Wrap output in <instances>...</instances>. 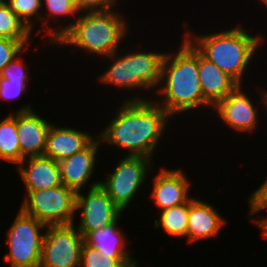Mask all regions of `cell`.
Here are the masks:
<instances>
[{"label":"cell","instance_id":"obj_1","mask_svg":"<svg viewBox=\"0 0 267 267\" xmlns=\"http://www.w3.org/2000/svg\"><path fill=\"white\" fill-rule=\"evenodd\" d=\"M122 101L106 127L97 134L100 143L116 146L125 156H141L154 160L157 146L169 128L172 117L153 98L139 92ZM168 125V127H167ZM159 142V143H158Z\"/></svg>","mask_w":267,"mask_h":267},{"label":"cell","instance_id":"obj_2","mask_svg":"<svg viewBox=\"0 0 267 267\" xmlns=\"http://www.w3.org/2000/svg\"><path fill=\"white\" fill-rule=\"evenodd\" d=\"M178 50L168 51L164 56L161 84L153 99L173 119L181 113H192L202 107L213 109L204 99L198 72V50L183 36ZM159 97V98H158ZM200 107V109H199Z\"/></svg>","mask_w":267,"mask_h":267},{"label":"cell","instance_id":"obj_3","mask_svg":"<svg viewBox=\"0 0 267 267\" xmlns=\"http://www.w3.org/2000/svg\"><path fill=\"white\" fill-rule=\"evenodd\" d=\"M184 30V36L209 61L216 64L223 72L234 79L239 85L245 83L246 70L252 67L266 35L248 32L242 26H233L228 30L217 29L213 33H193ZM251 65V66H250Z\"/></svg>","mask_w":267,"mask_h":267},{"label":"cell","instance_id":"obj_4","mask_svg":"<svg viewBox=\"0 0 267 267\" xmlns=\"http://www.w3.org/2000/svg\"><path fill=\"white\" fill-rule=\"evenodd\" d=\"M116 10L79 13L72 26L54 43V47L69 46L78 52L85 51L87 55L95 54L98 58L116 53L130 33L128 20L119 13V9Z\"/></svg>","mask_w":267,"mask_h":267},{"label":"cell","instance_id":"obj_5","mask_svg":"<svg viewBox=\"0 0 267 267\" xmlns=\"http://www.w3.org/2000/svg\"><path fill=\"white\" fill-rule=\"evenodd\" d=\"M120 50L102 58L111 61L105 72L101 71L97 75L98 82L121 90H138L137 93L139 90H153L156 93L161 84L162 62L166 51L158 52L154 49L147 52L142 48L143 51L131 49L123 54Z\"/></svg>","mask_w":267,"mask_h":267},{"label":"cell","instance_id":"obj_6","mask_svg":"<svg viewBox=\"0 0 267 267\" xmlns=\"http://www.w3.org/2000/svg\"><path fill=\"white\" fill-rule=\"evenodd\" d=\"M45 229L46 225L19 209L5 233L8 245L3 255L5 263L10 267H40Z\"/></svg>","mask_w":267,"mask_h":267},{"label":"cell","instance_id":"obj_7","mask_svg":"<svg viewBox=\"0 0 267 267\" xmlns=\"http://www.w3.org/2000/svg\"><path fill=\"white\" fill-rule=\"evenodd\" d=\"M76 191L63 184L45 190L26 191L20 209L46 226L74 223Z\"/></svg>","mask_w":267,"mask_h":267},{"label":"cell","instance_id":"obj_8","mask_svg":"<svg viewBox=\"0 0 267 267\" xmlns=\"http://www.w3.org/2000/svg\"><path fill=\"white\" fill-rule=\"evenodd\" d=\"M154 161L141 156H125L117 161L100 186L107 192L114 204L123 212L131 206L144 183ZM149 170V171H148ZM140 189V190H139Z\"/></svg>","mask_w":267,"mask_h":267},{"label":"cell","instance_id":"obj_9","mask_svg":"<svg viewBox=\"0 0 267 267\" xmlns=\"http://www.w3.org/2000/svg\"><path fill=\"white\" fill-rule=\"evenodd\" d=\"M83 242L75 222L46 226L40 267H80Z\"/></svg>","mask_w":267,"mask_h":267},{"label":"cell","instance_id":"obj_10","mask_svg":"<svg viewBox=\"0 0 267 267\" xmlns=\"http://www.w3.org/2000/svg\"><path fill=\"white\" fill-rule=\"evenodd\" d=\"M75 212H81L75 226L83 237L114 223L123 214L100 185L89 188L85 194L82 190L76 192Z\"/></svg>","mask_w":267,"mask_h":267},{"label":"cell","instance_id":"obj_11","mask_svg":"<svg viewBox=\"0 0 267 267\" xmlns=\"http://www.w3.org/2000/svg\"><path fill=\"white\" fill-rule=\"evenodd\" d=\"M243 87L239 85L231 94L219 101L213 109L216 116L220 117L221 121L230 127V130L251 134L258 129L260 109L255 106L257 102L254 103Z\"/></svg>","mask_w":267,"mask_h":267},{"label":"cell","instance_id":"obj_12","mask_svg":"<svg viewBox=\"0 0 267 267\" xmlns=\"http://www.w3.org/2000/svg\"><path fill=\"white\" fill-rule=\"evenodd\" d=\"M185 173L181 168L169 169L162 166L152 177L153 185L149 197L159 211L184 204L192 198V182Z\"/></svg>","mask_w":267,"mask_h":267},{"label":"cell","instance_id":"obj_13","mask_svg":"<svg viewBox=\"0 0 267 267\" xmlns=\"http://www.w3.org/2000/svg\"><path fill=\"white\" fill-rule=\"evenodd\" d=\"M103 146L100 140L96 138L83 150L76 152L72 156L64 159L59 163L61 183L67 187L74 189L76 192L83 190L84 187L93 188L100 185V180L89 184L88 181L94 179L95 167L98 164L97 154L99 148ZM94 173V174H93Z\"/></svg>","mask_w":267,"mask_h":267},{"label":"cell","instance_id":"obj_14","mask_svg":"<svg viewBox=\"0 0 267 267\" xmlns=\"http://www.w3.org/2000/svg\"><path fill=\"white\" fill-rule=\"evenodd\" d=\"M32 106L31 103L24 104L16 111V127L22 160L28 157L44 156L46 136L52 123L35 112Z\"/></svg>","mask_w":267,"mask_h":267},{"label":"cell","instance_id":"obj_15","mask_svg":"<svg viewBox=\"0 0 267 267\" xmlns=\"http://www.w3.org/2000/svg\"><path fill=\"white\" fill-rule=\"evenodd\" d=\"M221 215L212 204L193 196L189 200L186 241L194 244L200 240L214 239L219 236L227 222Z\"/></svg>","mask_w":267,"mask_h":267},{"label":"cell","instance_id":"obj_16","mask_svg":"<svg viewBox=\"0 0 267 267\" xmlns=\"http://www.w3.org/2000/svg\"><path fill=\"white\" fill-rule=\"evenodd\" d=\"M97 136L74 127L58 126L51 123L47 136L44 156L60 162L76 152L85 149Z\"/></svg>","mask_w":267,"mask_h":267},{"label":"cell","instance_id":"obj_17","mask_svg":"<svg viewBox=\"0 0 267 267\" xmlns=\"http://www.w3.org/2000/svg\"><path fill=\"white\" fill-rule=\"evenodd\" d=\"M16 167L25 184V191L45 190L62 184L59 163L52 158L28 157Z\"/></svg>","mask_w":267,"mask_h":267},{"label":"cell","instance_id":"obj_18","mask_svg":"<svg viewBox=\"0 0 267 267\" xmlns=\"http://www.w3.org/2000/svg\"><path fill=\"white\" fill-rule=\"evenodd\" d=\"M198 72L204 99L214 107L239 84L198 51Z\"/></svg>","mask_w":267,"mask_h":267},{"label":"cell","instance_id":"obj_19","mask_svg":"<svg viewBox=\"0 0 267 267\" xmlns=\"http://www.w3.org/2000/svg\"><path fill=\"white\" fill-rule=\"evenodd\" d=\"M41 3L42 11L43 9L45 10L44 14H41V24L42 27L46 28L45 32L48 33L46 38H49L48 42L46 43L53 47L54 43L72 26L73 22L77 19L80 12L76 7L75 0H42ZM59 18L61 20L65 19L63 23L62 21L59 22ZM65 21L68 23H66ZM50 23H52L53 25ZM55 23L61 24L56 26L54 25ZM64 23H66L67 25Z\"/></svg>","mask_w":267,"mask_h":267},{"label":"cell","instance_id":"obj_20","mask_svg":"<svg viewBox=\"0 0 267 267\" xmlns=\"http://www.w3.org/2000/svg\"><path fill=\"white\" fill-rule=\"evenodd\" d=\"M121 215L114 223L89 232L84 237V242L91 247H94L100 254H106L112 258H134L131 249L127 250L128 240L127 236L122 232V228H119L118 223ZM126 236V237H125Z\"/></svg>","mask_w":267,"mask_h":267},{"label":"cell","instance_id":"obj_21","mask_svg":"<svg viewBox=\"0 0 267 267\" xmlns=\"http://www.w3.org/2000/svg\"><path fill=\"white\" fill-rule=\"evenodd\" d=\"M15 164L22 161L16 127V111L0 119V162Z\"/></svg>","mask_w":267,"mask_h":267},{"label":"cell","instance_id":"obj_22","mask_svg":"<svg viewBox=\"0 0 267 267\" xmlns=\"http://www.w3.org/2000/svg\"><path fill=\"white\" fill-rule=\"evenodd\" d=\"M159 218L154 220V228L163 229L168 236L186 239L189 215V201L160 211Z\"/></svg>","mask_w":267,"mask_h":267},{"label":"cell","instance_id":"obj_23","mask_svg":"<svg viewBox=\"0 0 267 267\" xmlns=\"http://www.w3.org/2000/svg\"><path fill=\"white\" fill-rule=\"evenodd\" d=\"M33 32L0 0V37L13 40H32Z\"/></svg>","mask_w":267,"mask_h":267},{"label":"cell","instance_id":"obj_24","mask_svg":"<svg viewBox=\"0 0 267 267\" xmlns=\"http://www.w3.org/2000/svg\"><path fill=\"white\" fill-rule=\"evenodd\" d=\"M138 262L135 258H112L100 254L94 247L83 242L80 267H133Z\"/></svg>","mask_w":267,"mask_h":267},{"label":"cell","instance_id":"obj_25","mask_svg":"<svg viewBox=\"0 0 267 267\" xmlns=\"http://www.w3.org/2000/svg\"><path fill=\"white\" fill-rule=\"evenodd\" d=\"M26 26L34 32L37 21L41 23L42 0H4ZM37 20V21H36Z\"/></svg>","mask_w":267,"mask_h":267},{"label":"cell","instance_id":"obj_26","mask_svg":"<svg viewBox=\"0 0 267 267\" xmlns=\"http://www.w3.org/2000/svg\"><path fill=\"white\" fill-rule=\"evenodd\" d=\"M33 40H13L0 37V73L3 68L10 63Z\"/></svg>","mask_w":267,"mask_h":267},{"label":"cell","instance_id":"obj_27","mask_svg":"<svg viewBox=\"0 0 267 267\" xmlns=\"http://www.w3.org/2000/svg\"><path fill=\"white\" fill-rule=\"evenodd\" d=\"M30 46H27L20 54H18L10 63H8L0 73L1 77L10 81H31L29 67L24 62V58L21 54L28 50ZM23 59V60H22ZM26 64V65H25Z\"/></svg>","mask_w":267,"mask_h":267},{"label":"cell","instance_id":"obj_28","mask_svg":"<svg viewBox=\"0 0 267 267\" xmlns=\"http://www.w3.org/2000/svg\"><path fill=\"white\" fill-rule=\"evenodd\" d=\"M249 203V211H248V216H251L253 218L250 219L251 222H256L258 220L257 217H255L257 214L260 212L264 211L266 212L267 210V177L263 181V183L252 192V194L248 197V202Z\"/></svg>","mask_w":267,"mask_h":267},{"label":"cell","instance_id":"obj_29","mask_svg":"<svg viewBox=\"0 0 267 267\" xmlns=\"http://www.w3.org/2000/svg\"><path fill=\"white\" fill-rule=\"evenodd\" d=\"M30 81H10L0 76V100L10 102L28 90Z\"/></svg>","mask_w":267,"mask_h":267},{"label":"cell","instance_id":"obj_30","mask_svg":"<svg viewBox=\"0 0 267 267\" xmlns=\"http://www.w3.org/2000/svg\"><path fill=\"white\" fill-rule=\"evenodd\" d=\"M119 0H75L79 12H105L116 9ZM115 7V8H114Z\"/></svg>","mask_w":267,"mask_h":267},{"label":"cell","instance_id":"obj_31","mask_svg":"<svg viewBox=\"0 0 267 267\" xmlns=\"http://www.w3.org/2000/svg\"><path fill=\"white\" fill-rule=\"evenodd\" d=\"M261 230V237L267 239V216L259 217V219L254 223Z\"/></svg>","mask_w":267,"mask_h":267},{"label":"cell","instance_id":"obj_32","mask_svg":"<svg viewBox=\"0 0 267 267\" xmlns=\"http://www.w3.org/2000/svg\"><path fill=\"white\" fill-rule=\"evenodd\" d=\"M259 90H258V92H259V97H260V101H259V103L258 104H264V106H265V111L267 112V89H260V88H258Z\"/></svg>","mask_w":267,"mask_h":267},{"label":"cell","instance_id":"obj_33","mask_svg":"<svg viewBox=\"0 0 267 267\" xmlns=\"http://www.w3.org/2000/svg\"><path fill=\"white\" fill-rule=\"evenodd\" d=\"M259 2L267 8V0H259Z\"/></svg>","mask_w":267,"mask_h":267}]
</instances>
